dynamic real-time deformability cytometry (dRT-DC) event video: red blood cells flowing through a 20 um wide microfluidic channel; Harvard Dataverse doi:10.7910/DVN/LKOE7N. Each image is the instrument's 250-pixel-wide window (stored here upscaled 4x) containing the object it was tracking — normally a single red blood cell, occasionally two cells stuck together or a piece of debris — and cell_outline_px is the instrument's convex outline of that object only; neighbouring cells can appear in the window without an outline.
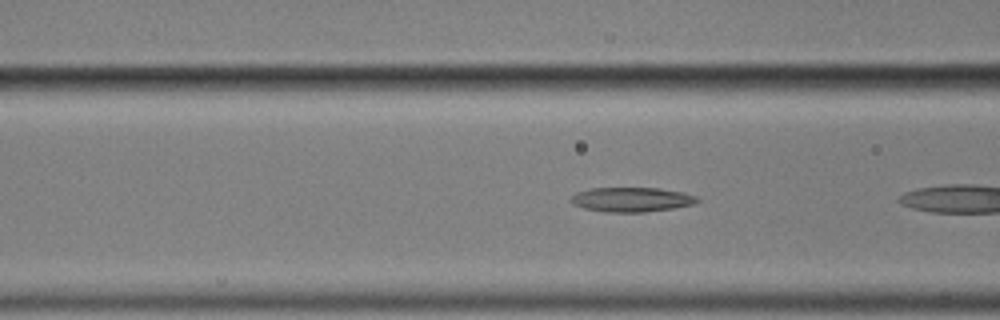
{"species": "common noctule bat (a hibernating species)", "species_latin": "Nyctalus noctula", "temperature_condition": "cold", "stored_images_in_passage": 15, "camera_frame_rate_fps": 3000, "um_per_image_px": 0.085, "animal": {"sex": "male", "body_mass_g": 17.9}, "frame": {"image": 1, "passage_image": 5, "time_ms": 1.333, "image_size_px": [1000, 320], "cell_outline_px": [[700, 200], [692, 204], [672, 208], [644, 212], [604, 212], [584, 208], [572, 204], [568, 200], [576, 192], [592, 188], [660, 188], [684, 192], [696, 196]], "centroid_in_image_um": [53.65, 16.96], "position_along_channel_um": 112.9, "area_um2": 18.09}}